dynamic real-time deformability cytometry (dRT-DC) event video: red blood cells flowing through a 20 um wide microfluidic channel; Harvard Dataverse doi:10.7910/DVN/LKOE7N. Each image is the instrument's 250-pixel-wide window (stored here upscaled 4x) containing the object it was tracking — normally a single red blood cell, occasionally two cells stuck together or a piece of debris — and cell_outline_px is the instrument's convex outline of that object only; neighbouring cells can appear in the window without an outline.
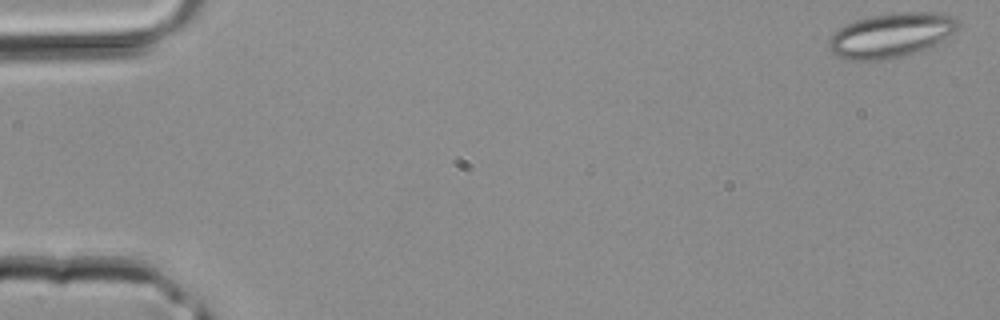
{"species": "common noctule bat (a hibernating species)", "species_latin": "Nyctalus noctula", "temperature_condition": "room temperature", "stored_images_in_passage": 42, "camera_frame_rate_fps": 3000, "um_per_image_px": 0.085, "animal": {"sex": "male", "body_mass_g": 20.4}, "frame": {"image": 1, "passage_image": 1, "time_ms": 0.0, "image_size_px": [1000, 320], "cell_outline_px": [[956, 28], [952, 32], [936, 44], [928, 48], [892, 60], [844, 60], [836, 56], [828, 48], [828, 40], [840, 28], [856, 20], [872, 16], [904, 12], [940, 12], [952, 16], [956, 20]], "centroid_in_image_um": [75.7, 3.02], "position_along_channel_um": 9.3, "area_um2": 33.23}}
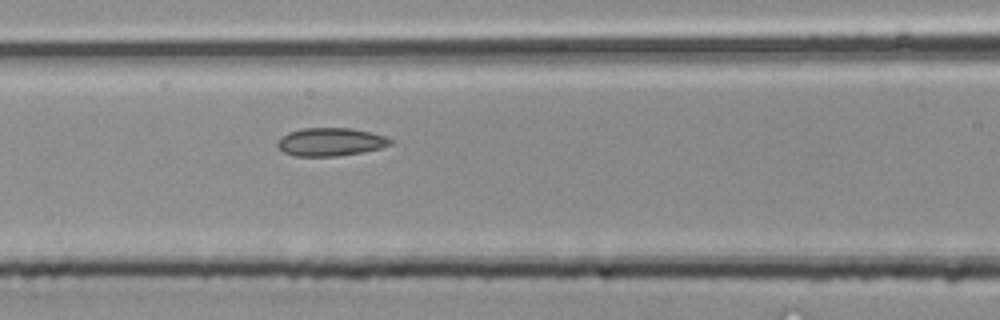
{"frame": {"image": 2, "passage_image": 18, "time_ms": 5.667, "image_size_px": [1000, 320], "cell_outline_px": [[392, 144], [380, 148], [364, 152], [336, 156], [296, 156], [284, 152], [276, 144], [288, 132], [300, 128], [352, 128], [372, 132], [384, 136], [392, 140]], "centroid_in_image_um": [28.12, 12.06], "position_along_channel_um": 138.5, "area_um2": 18.44}}
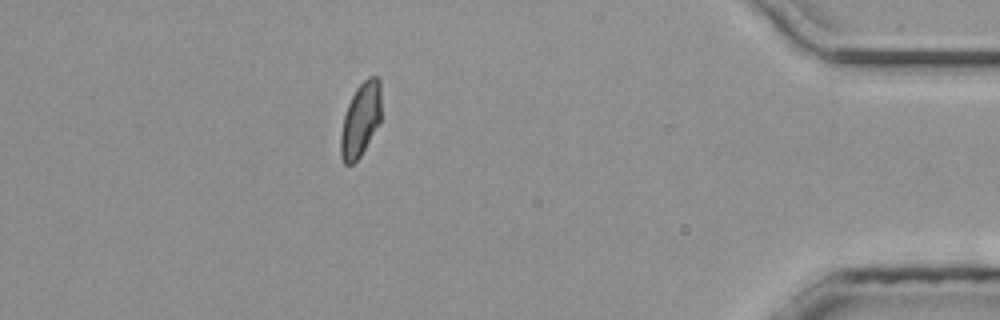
{"frame": {"image": 3, "passage_image": 37, "time_ms": 12.0, "image_size_px": [1000, 320], "cell_outline_px": [[380, 124], [360, 156], [352, 164], [344, 164], [340, 156], [340, 136], [344, 116], [348, 104], [356, 88], [368, 76], [376, 76], [380, 80]], "centroid_in_image_um": [30.65, 10.18], "position_along_channel_um": 404.6, "area_um2": 17.46}}